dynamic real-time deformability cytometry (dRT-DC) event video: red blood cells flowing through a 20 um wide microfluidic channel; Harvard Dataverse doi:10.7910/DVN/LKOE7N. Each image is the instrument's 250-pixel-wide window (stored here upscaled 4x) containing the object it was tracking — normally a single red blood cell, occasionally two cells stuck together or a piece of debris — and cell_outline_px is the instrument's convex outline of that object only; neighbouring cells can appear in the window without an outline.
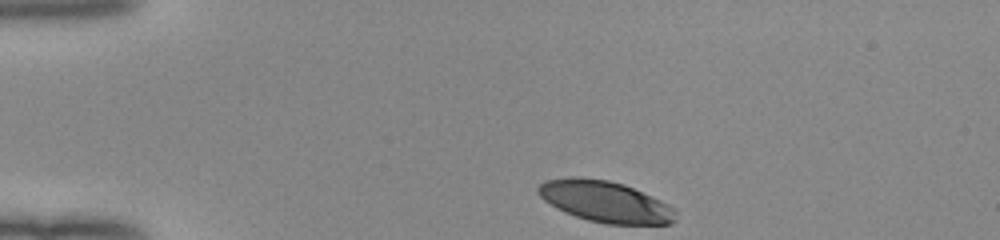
{"species": "human", "species_latin": "Homo sapiens", "temperature_condition": "room temperature", "stored_images_in_passage": 35, "camera_frame_rate_fps": 3000, "um_per_image_px": 0.085, "donor": {"sex": "female"}, "frame": {"image": 1, "passage_image": 1, "time_ms": 0.0, "image_size_px": [1000, 240], "cell_outline_px": [[676, 220], [672, 224], [604, 224], [588, 220], [564, 212], [544, 200], [536, 192], [536, 188], [544, 180], [572, 176], [608, 180], [624, 184], [660, 200], [676, 208]], "centroid_in_image_um": [51.44, 17.13], "position_along_channel_um": 33.6, "area_um2": 33.18}}
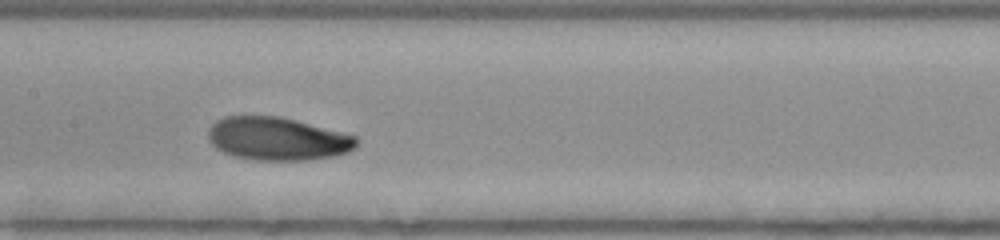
{"frame": {"image": 2, "passage_image": 17, "time_ms": 5.333, "image_size_px": [1000, 240], "cell_outline_px": [[360, 144], [356, 148], [348, 152], [336, 156], [308, 160], [256, 160], [232, 156], [216, 148], [208, 140], [208, 132], [212, 124], [216, 120], [224, 116], [276, 116], [356, 136]], "centroid_in_image_um": [23.58, 11.81], "position_along_channel_um": 183.8, "area_um2": 37.11}}
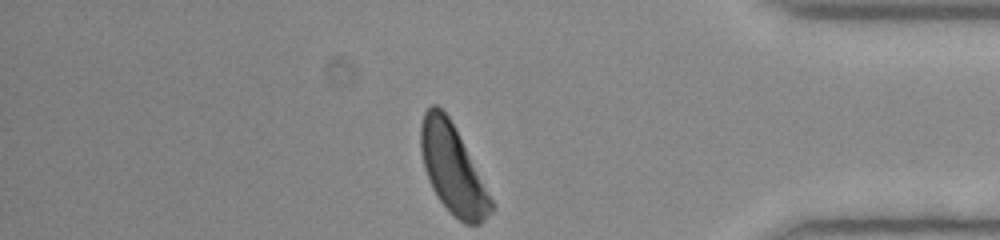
{"frame": {"image": 3, "passage_image": 35, "time_ms": 11.333, "image_size_px": [1000, 240], "cell_outline_px": [[496, 204], [492, 212], [480, 224], [464, 224], [436, 196], [428, 180], [424, 168], [420, 148], [420, 128], [424, 112], [432, 104], [436, 104], [448, 116]], "centroid_in_image_um": [38.48, 14.39], "position_along_channel_um": 396.7, "area_um2": 36.01}, "authors_computed_cell_mechanics": {"area_um2": 36.6452, "velocity_mm_per_s": 3.9686, "shape_relaxation_time_tau1_ms": 2.1907, "shape_relaxation_time_tau2_ms": 10.4705, "deformation_change_tau1": 0.1203, "deformation_change_tau2": 0.1992}}